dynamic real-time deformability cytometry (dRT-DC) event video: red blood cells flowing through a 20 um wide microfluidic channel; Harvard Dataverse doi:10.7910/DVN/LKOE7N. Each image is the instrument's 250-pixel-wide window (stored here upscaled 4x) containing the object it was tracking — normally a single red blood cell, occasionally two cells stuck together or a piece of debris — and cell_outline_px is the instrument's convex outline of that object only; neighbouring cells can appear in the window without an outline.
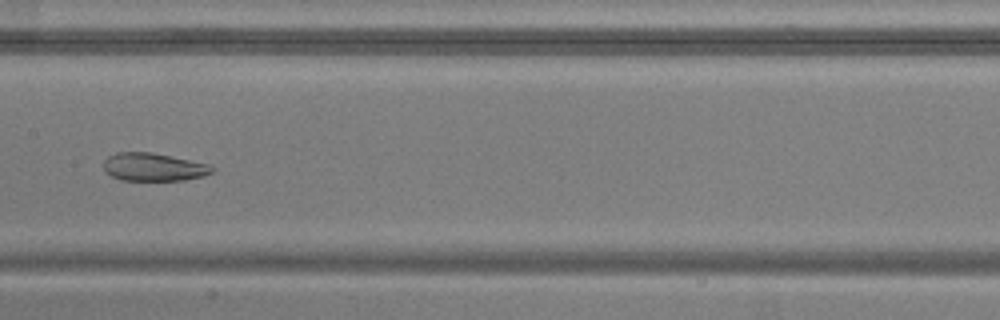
{"species": "common noctule bat (a hibernating species)", "species_latin": "Nyctalus noctula", "temperature_condition": "warm", "stored_images_in_passage": 53, "camera_frame_rate_fps": 3000, "um_per_image_px": 0.085, "animal": {"sex": "male", "body_mass_g": 20.5, "forearm_length_mm": 52.5}, "frame": {"image": 1, "passage_image": 26, "time_ms": 8.333, "image_size_px": [1000, 320], "cell_outline_px": [[216, 168], [212, 172], [204, 176], [184, 180], [120, 180], [104, 172], [104, 160], [108, 156], [116, 152], [152, 152], [208, 164]], "centroid_in_image_um": [13.03, 14.2], "position_along_channel_um": 194.4, "area_um2": 17.74}}
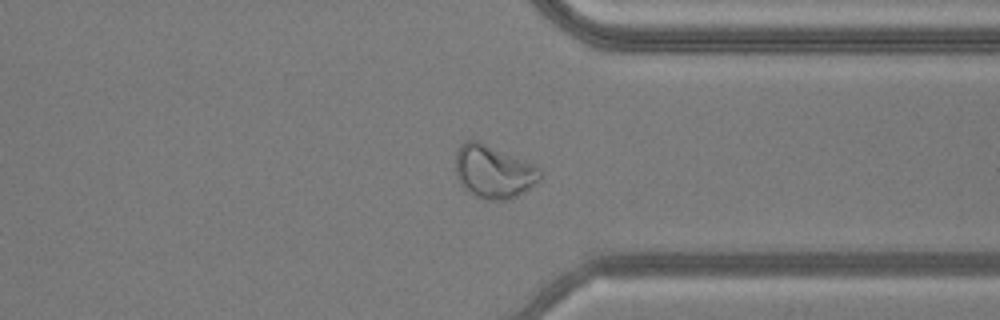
{"frame": {"image": 2, "passage_image": 40, "time_ms": 13.0, "image_size_px": [1000, 320], "cell_outline_px": [[540, 180], [536, 184], [524, 192], [508, 200], [488, 200], [476, 196], [464, 188], [456, 176], [456, 152], [460, 144], [464, 140], [476, 140], [532, 164], [540, 168]], "centroid_in_image_um": [41.93, 14.61], "position_along_channel_um": 369.5, "area_um2": 25.84}}
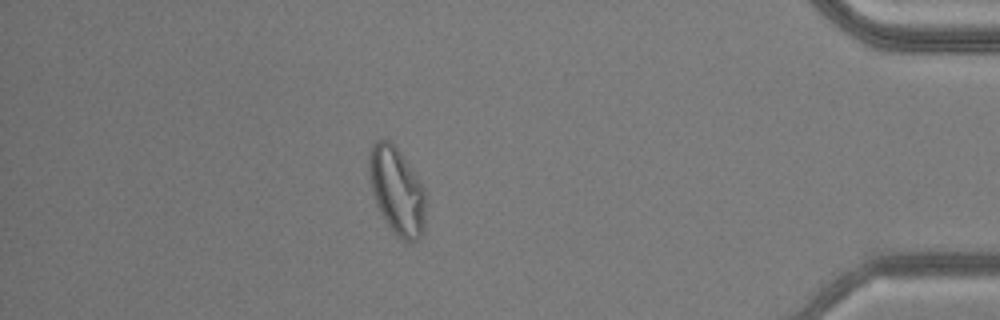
{"frame": {"image": 3, "passage_image": 46, "time_ms": 15.0, "image_size_px": [1000, 320], "cell_outline_px": [[424, 232], [420, 240], [408, 244], [400, 240], [392, 232], [376, 204], [372, 192], [368, 172], [368, 156], [372, 144], [376, 140], [388, 140], [400, 152], [420, 180], [424, 188]], "centroid_in_image_um": [33.73, 16.27], "position_along_channel_um": 401.5, "area_um2": 29.07}, "authors_computed_cell_mechanics": {"area_um2": 26.9926, "velocity_mm_per_s": 3.8108, "shape_relaxation_time_tau1_ms": null, "shape_relaxation_time_tau2_ms": 1.71, "deformation_change_tau1": null, "deformation_change_tau2": 0.0763}}